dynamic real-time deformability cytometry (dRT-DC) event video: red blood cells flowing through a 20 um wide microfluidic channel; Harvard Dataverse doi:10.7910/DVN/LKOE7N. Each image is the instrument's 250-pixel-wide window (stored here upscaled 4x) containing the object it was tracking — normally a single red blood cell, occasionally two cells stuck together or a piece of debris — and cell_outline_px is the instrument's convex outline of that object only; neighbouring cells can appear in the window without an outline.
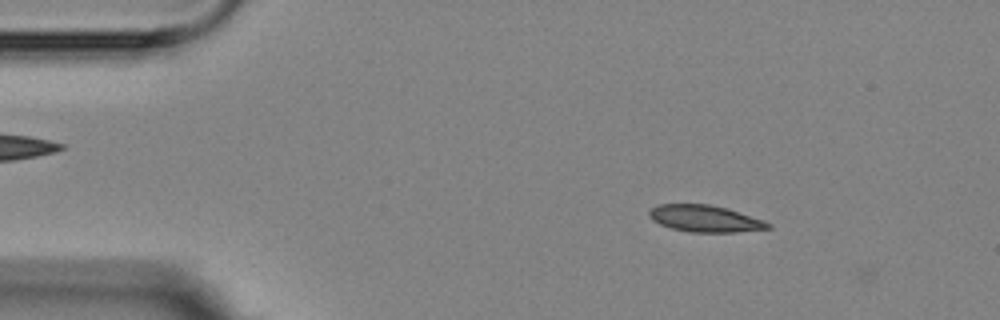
{"species": "Egyptian fruit bat (a non-hibernating species)", "species_latin": "Rousettus aegyptiacus", "temperature_condition": "room temperature", "stored_images_in_passage": 8, "camera_frame_rate_fps": 3000, "um_per_image_px": 0.085, "animal": {"sex": "female"}, "frame": {"image": 1, "passage_image": 2, "time_ms": 1.333, "image_size_px": [1000, 320], "cell_outline_px": [[772, 228], [736, 232], [692, 232], [672, 228], [660, 224], [652, 220], [648, 216], [648, 212], [652, 208], [660, 204], [708, 204], [728, 208], [764, 220], [772, 224]], "centroid_in_image_um": [59.95, 18.58], "position_along_channel_um": 25.1, "area_um2": 18.55}}
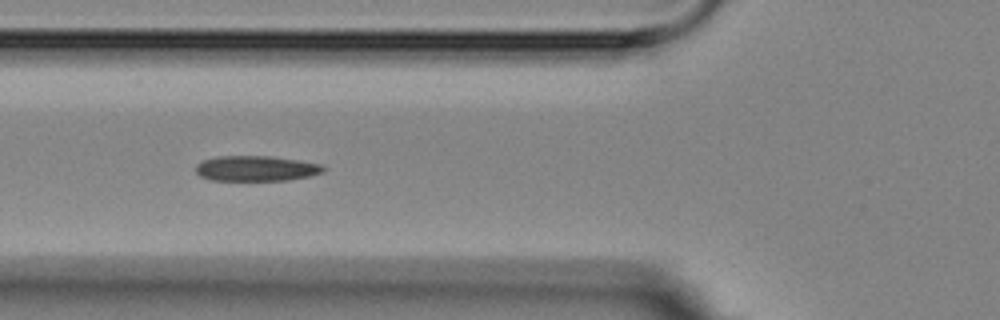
{"frame": {"image": 2, "passage_image": 5, "time_ms": 5.333, "image_size_px": [1000, 320], "cell_outline_px": [[324, 172], [308, 176], [288, 180], [212, 180], [200, 176], [196, 172], [196, 164], [204, 160], [220, 156], [272, 156], [320, 164], [324, 168]], "centroid_in_image_um": [21.75, 14.32], "position_along_channel_um": 104.1, "area_um2": 18.61}}
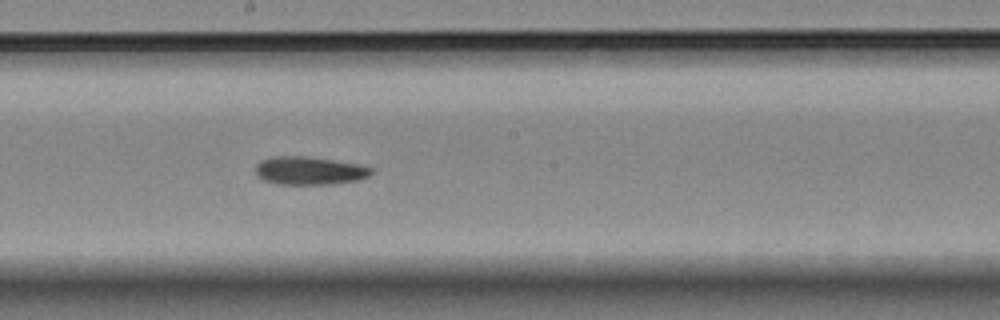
{"frame": {"image": 3, "passage_image": 8, "time_ms": 8.667, "image_size_px": [1000, 320], "cell_outline_px": [[372, 172], [368, 176], [356, 180], [332, 184], [280, 184], [264, 180], [256, 172], [256, 164], [260, 160], [272, 156], [304, 156], [332, 160], [356, 164], [372, 168]], "centroid_in_image_um": [26.26, 14.5], "position_along_channel_um": 221.9, "area_um2": 18.67}}